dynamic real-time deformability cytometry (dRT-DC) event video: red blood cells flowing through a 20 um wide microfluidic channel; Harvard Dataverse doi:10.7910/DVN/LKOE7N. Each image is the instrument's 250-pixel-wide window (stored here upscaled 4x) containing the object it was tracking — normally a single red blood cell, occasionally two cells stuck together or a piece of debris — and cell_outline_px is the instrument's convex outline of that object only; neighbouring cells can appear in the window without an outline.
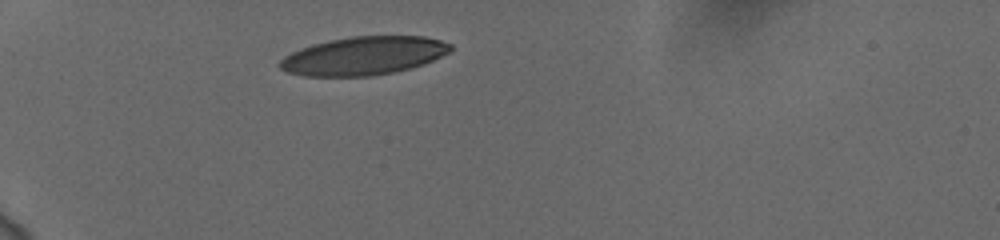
{"species": "human", "species_latin": "Homo sapiens", "temperature_condition": "cold", "stored_images_in_passage": 33, "camera_frame_rate_fps": 3000, "um_per_image_px": 0.085, "donor": {"sex": "female"}, "frame": {"image": 1, "passage_image": 1, "time_ms": 0.0, "image_size_px": [1000, 240], "cell_outline_px": [[452, 52], [424, 64], [392, 72], [372, 76], [304, 76], [288, 72], [280, 68], [276, 64], [284, 56], [300, 48], [312, 44], [328, 40], [352, 36], [424, 36], [440, 40], [452, 44]], "centroid_in_image_um": [30.91, 4.74], "position_along_channel_um": 54.1, "area_um2": 38.32}}
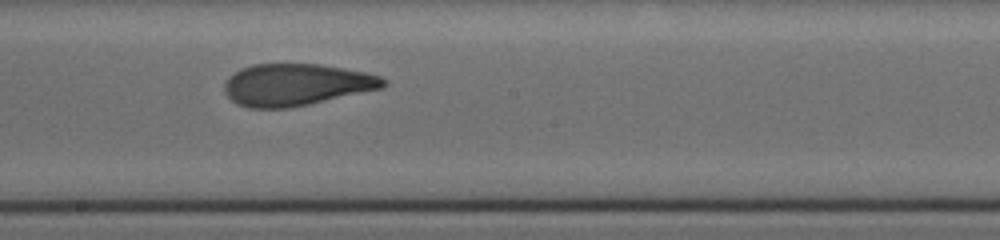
{"frame": {"image": 2, "passage_image": 17, "time_ms": 5.333, "image_size_px": [1000, 240], "cell_outline_px": [[388, 84], [380, 88], [308, 104], [288, 108], [248, 108], [236, 104], [224, 92], [224, 84], [240, 68], [252, 64], [320, 64], [364, 72], [380, 76], [388, 80]], "centroid_in_image_um": [25.16, 7.2], "position_along_channel_um": 223.0, "area_um2": 38.49}}
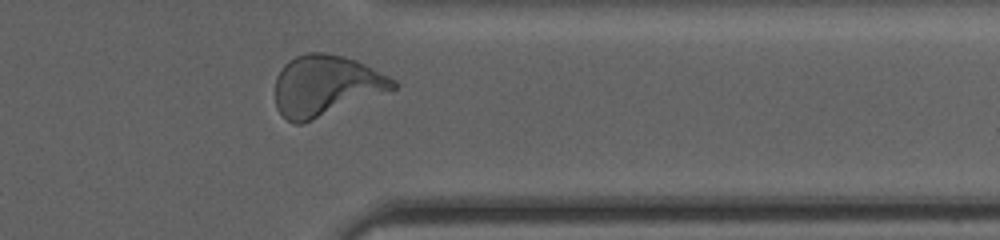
{"frame": {"image": 3, "passage_image": 30, "time_ms": 9.667, "image_size_px": [1000, 240], "cell_outline_px": [[400, 84], [396, 88], [312, 120], [300, 124], [296, 124], [288, 120], [276, 108], [276, 76], [280, 68], [288, 60], [296, 56], [308, 52], [324, 52], [344, 56], [356, 60], [396, 80]], "centroid_in_image_um": [27.67, 7.25], "position_along_channel_um": 383.7, "area_um2": 41.44}, "authors_computed_cell_mechanics": {"area_um2": 39.015, "velocity_mm_per_s": 3.7443, "shape_relaxation_time_tau1_ms": 6.4969, "shape_relaxation_time_tau2_ms": 1.1834, "deformation_change_tau1": 0.2129, "deformation_change_tau2": 0.0806}}